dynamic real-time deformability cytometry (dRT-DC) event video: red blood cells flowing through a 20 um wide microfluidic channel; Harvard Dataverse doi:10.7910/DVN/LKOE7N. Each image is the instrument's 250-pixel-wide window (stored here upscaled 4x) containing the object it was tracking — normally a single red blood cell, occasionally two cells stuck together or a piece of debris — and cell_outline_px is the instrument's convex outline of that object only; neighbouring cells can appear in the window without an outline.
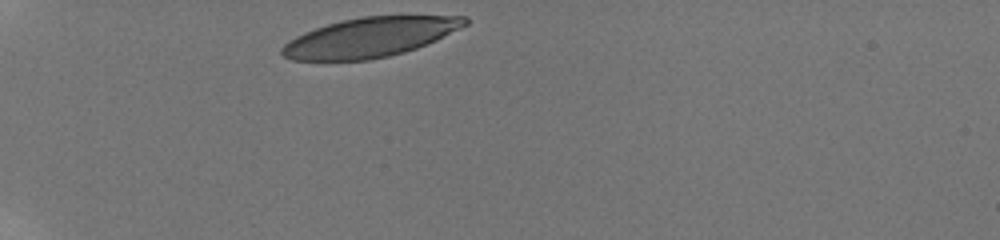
{"species": "human", "species_latin": "Homo sapiens", "temperature_condition": "room temperature", "stored_images_in_passage": 11, "camera_frame_rate_fps": 3000, "um_per_image_px": 0.085, "donor": {"sex": "male"}, "frame": {"image": 1, "passage_image": 1, "time_ms": 0.0, "image_size_px": [1000, 240], "cell_outline_px": [[468, 24], [436, 40], [416, 48], [404, 52], [388, 56], [368, 60], [292, 60], [284, 56], [280, 52], [280, 48], [288, 40], [304, 32], [340, 20], [360, 16], [468, 16]], "centroid_in_image_um": [31.43, 3.17], "position_along_channel_um": 53.6, "area_um2": 42.02}}